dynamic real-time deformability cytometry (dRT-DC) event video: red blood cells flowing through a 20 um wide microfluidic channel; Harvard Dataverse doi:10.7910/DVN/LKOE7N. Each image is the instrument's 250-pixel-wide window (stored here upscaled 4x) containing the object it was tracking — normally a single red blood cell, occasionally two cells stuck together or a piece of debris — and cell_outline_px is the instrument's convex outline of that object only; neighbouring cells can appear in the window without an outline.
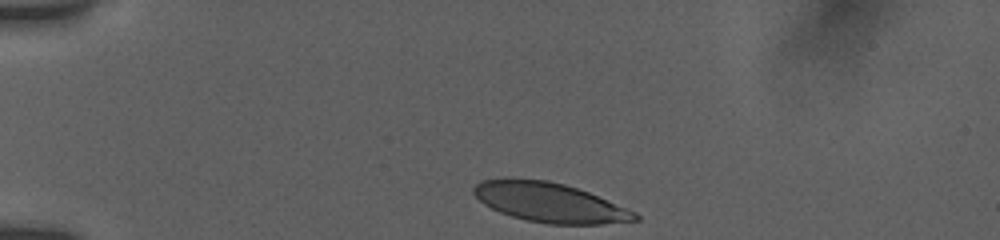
{"species": "human", "species_latin": "Homo sapiens", "temperature_condition": "room temperature", "stored_images_in_passage": 35, "camera_frame_rate_fps": 3000, "um_per_image_px": 0.085, "donor": {"sex": "female"}, "frame": {"image": 1, "passage_image": 1, "time_ms": 0.0, "image_size_px": [1000, 240], "cell_outline_px": [[640, 220], [600, 224], [548, 224], [528, 220], [512, 216], [500, 212], [484, 204], [472, 192], [472, 188], [480, 180], [548, 180], [564, 184], [588, 192], [636, 212], [640, 216]], "centroid_in_image_um": [46.75, 17.23], "position_along_channel_um": 38.2, "area_um2": 36.41}}
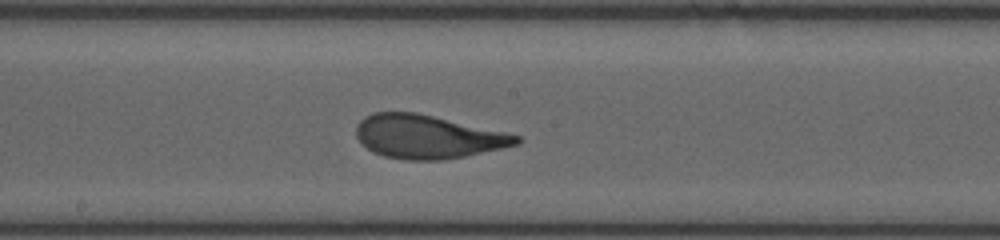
{"frame": {"image": 2, "passage_image": 19, "time_ms": 6.0, "image_size_px": [1000, 240], "cell_outline_px": [[524, 140], [520, 144], [504, 148], [444, 160], [404, 160], [384, 156], [372, 152], [356, 136], [356, 124], [364, 116], [372, 112], [416, 112], [504, 132], [520, 136]], "centroid_in_image_um": [36.34, 11.62], "position_along_channel_um": 211.9, "area_um2": 40.63}}
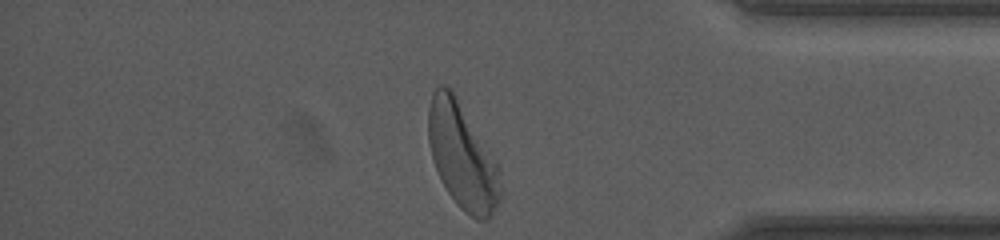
{"frame": {"image": 3, "passage_image": 35, "time_ms": 11.333, "image_size_px": [1000, 240], "cell_outline_px": [[504, 196], [488, 220], [476, 220], [464, 212], [456, 204], [440, 180], [428, 144], [428, 108], [432, 92], [440, 84], [444, 84], [452, 88], [496, 160], [500, 168]], "centroid_in_image_um": [39.33, 13.29], "position_along_channel_um": 395.9, "area_um2": 45.32}, "authors_computed_cell_mechanics": {"area_um2": 40.46, "velocity_mm_per_s": 3.8095, "shape_relaxation_time_tau1_ms": 2.6923, "shape_relaxation_time_tau2_ms": null, "deformation_change_tau1": 0.1738, "deformation_change_tau2": null}}